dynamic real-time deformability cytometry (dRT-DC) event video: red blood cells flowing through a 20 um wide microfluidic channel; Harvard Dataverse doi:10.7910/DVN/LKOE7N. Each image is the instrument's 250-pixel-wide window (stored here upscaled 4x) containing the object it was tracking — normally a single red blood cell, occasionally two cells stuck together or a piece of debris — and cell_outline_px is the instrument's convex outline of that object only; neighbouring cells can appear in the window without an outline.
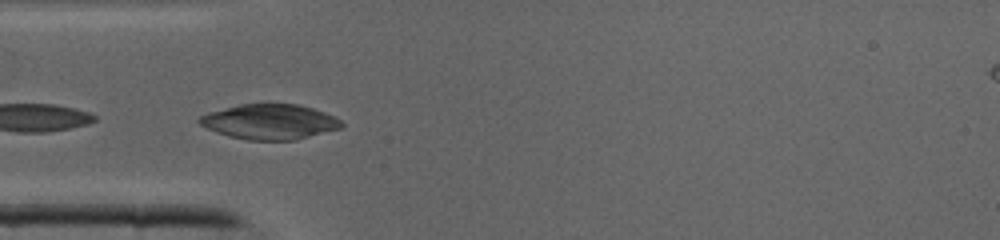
{"species": "common noctule bat (a hibernating species)", "species_latin": "Nyctalus noctula", "temperature_condition": "cold", "stored_images_in_passage": 12, "camera_frame_rate_fps": 3000, "um_per_image_px": 0.085, "animal": {"sex": "male", "body_mass_g": 19.0, "forearm_length_mm": 50.8}, "frame": {"image": 1, "passage_image": 1, "time_ms": 0.0, "image_size_px": [1000, 240], "cell_outline_px": [[344, 128], [296, 140], [248, 140], [228, 136], [216, 132], [200, 124], [196, 120], [200, 116], [208, 112], [240, 104], [296, 104], [312, 108], [336, 116], [344, 124]], "centroid_in_image_um": [22.96, 10.36], "position_along_channel_um": 62.0, "area_um2": 29.25}}